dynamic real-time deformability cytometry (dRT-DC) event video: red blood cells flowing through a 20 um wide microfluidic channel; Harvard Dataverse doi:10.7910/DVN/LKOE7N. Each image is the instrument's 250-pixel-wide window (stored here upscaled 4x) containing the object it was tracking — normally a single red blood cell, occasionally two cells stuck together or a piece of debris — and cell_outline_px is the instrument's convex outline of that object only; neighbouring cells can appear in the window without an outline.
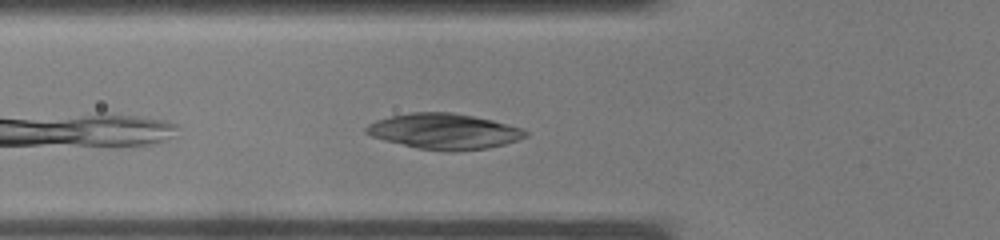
{"species": "common noctule bat (a hibernating species)", "species_latin": "Nyctalus noctula", "temperature_condition": "warm", "stored_images_in_passage": 28, "camera_frame_rate_fps": 3000, "um_per_image_px": 0.085, "animal": {"sex": "male", "body_mass_g": 19.0, "forearm_length_mm": 50.8}, "frame": {"image": 1, "passage_image": 3, "time_ms": 0.667, "image_size_px": [1000, 240], "cell_outline_px": [[528, 136], [504, 144], [488, 148], [456, 152], [452, 152], [416, 148], [384, 140], [372, 136], [364, 132], [364, 128], [368, 124], [376, 120], [392, 116], [412, 112], [452, 112], [492, 120], [524, 128], [528, 132]], "centroid_in_image_um": [37.76, 11.17], "position_along_channel_um": 88.0, "area_um2": 33.12}}
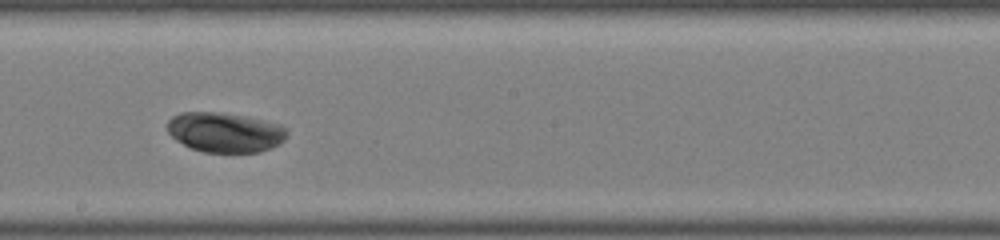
{"frame": {"image": 2, "passage_image": 11, "time_ms": 3.333, "image_size_px": [1000, 240], "cell_outline_px": [[288, 136], [280, 144], [272, 148], [260, 152], [204, 152], [192, 148], [176, 140], [168, 132], [168, 120], [172, 116], [180, 112], [220, 112], [248, 116], [280, 124], [288, 132]], "centroid_in_image_um": [19.15, 11.24], "position_along_channel_um": 229.0, "area_um2": 27.98}}
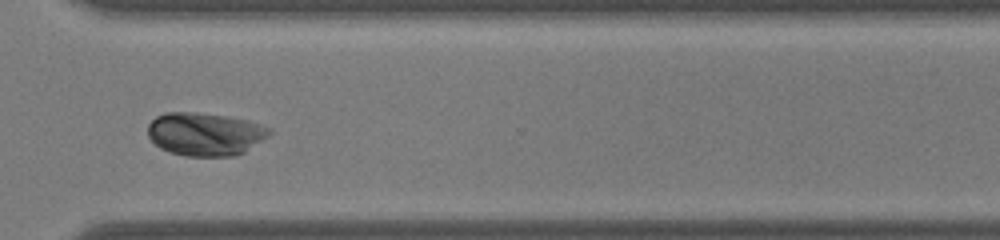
{"frame": {"image": 3, "passage_image": 18, "time_ms": 5.667, "image_size_px": [1000, 240], "cell_outline_px": [[272, 132], [268, 136], [244, 152], [232, 156], [184, 156], [168, 152], [160, 148], [148, 136], [148, 124], [156, 116], [164, 112], [192, 112], [228, 116], [248, 120], [272, 128]], "centroid_in_image_um": [17.43, 11.39], "position_along_channel_um": 353.2, "area_um2": 30.69}}